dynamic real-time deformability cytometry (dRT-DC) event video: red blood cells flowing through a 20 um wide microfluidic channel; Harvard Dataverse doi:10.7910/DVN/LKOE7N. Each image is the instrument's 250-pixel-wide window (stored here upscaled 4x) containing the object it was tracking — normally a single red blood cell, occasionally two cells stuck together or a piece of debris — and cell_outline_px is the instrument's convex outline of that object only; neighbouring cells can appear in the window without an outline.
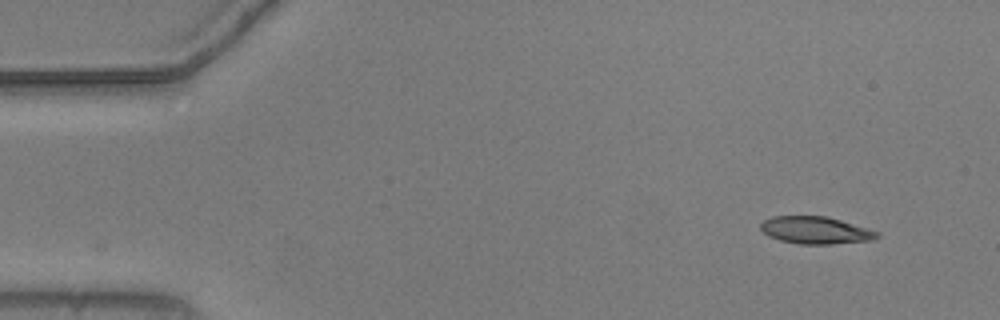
{"species": "common noctule bat (a hibernating species)", "species_latin": "Nyctalus noctula", "temperature_condition": "warm", "stored_images_in_passage": 51, "camera_frame_rate_fps": 3000, "um_per_image_px": 0.085, "animal": {"sex": "male", "body_mass_g": 20.5, "forearm_length_mm": 52.5}, "frame": {"image": 1, "passage_image": 1, "time_ms": 0.0, "image_size_px": [1000, 320], "cell_outline_px": [[880, 236], [872, 240], [832, 244], [796, 244], [780, 240], [768, 236], [760, 228], [760, 224], [764, 220], [772, 216], [824, 216], [840, 220], [880, 232]], "centroid_in_image_um": [69.31, 19.58], "position_along_channel_um": 15.7, "area_um2": 18.5}}
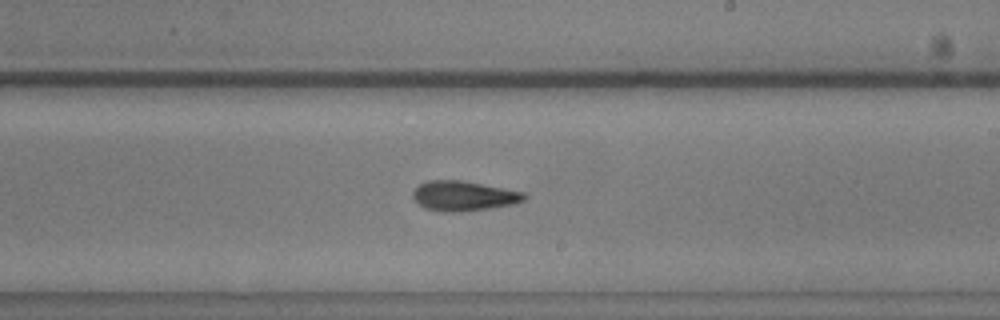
{"frame": {"image": 2, "passage_image": 28, "time_ms": 9.0, "image_size_px": [1000, 320], "cell_outline_px": [[528, 196], [524, 200], [516, 204], [468, 212], [444, 212], [424, 208], [412, 196], [412, 192], [420, 184], [428, 180], [464, 180], [524, 192]], "centroid_in_image_um": [39.45, 16.66], "position_along_channel_um": 249.6, "area_um2": 19.71}}
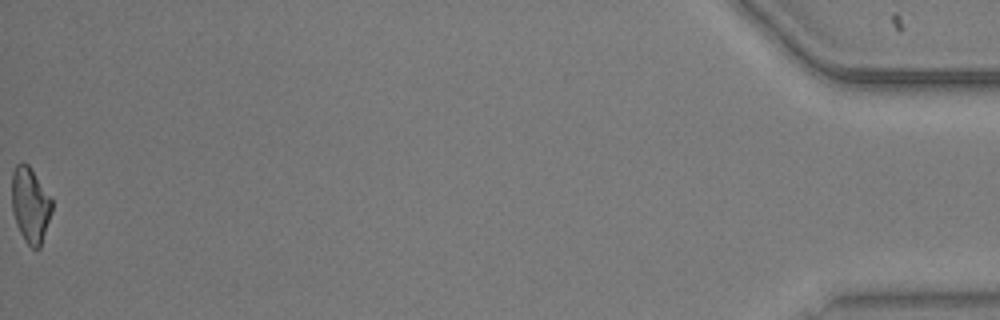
{"frame": {"image": 3, "passage_image": 51, "time_ms": 16.667, "image_size_px": [1000, 320], "cell_outline_px": [[52, 212], [40, 248], [32, 248], [24, 240], [16, 224], [12, 208], [12, 172], [16, 164], [20, 160], [24, 160], [28, 164], [52, 200]], "centroid_in_image_um": [2.56, 17.4], "position_along_channel_um": 432.6, "area_um2": 17.63}, "authors_computed_cell_mechanics": {"area_um2": 18.7272, "velocity_mm_per_s": 3.727, "shape_relaxation_time_tau1_ms": 7.2795, "shape_relaxation_time_tau2_ms": 3.9498, "deformation_change_tau1": 0.2076, "deformation_change_tau2": 0.1305}}